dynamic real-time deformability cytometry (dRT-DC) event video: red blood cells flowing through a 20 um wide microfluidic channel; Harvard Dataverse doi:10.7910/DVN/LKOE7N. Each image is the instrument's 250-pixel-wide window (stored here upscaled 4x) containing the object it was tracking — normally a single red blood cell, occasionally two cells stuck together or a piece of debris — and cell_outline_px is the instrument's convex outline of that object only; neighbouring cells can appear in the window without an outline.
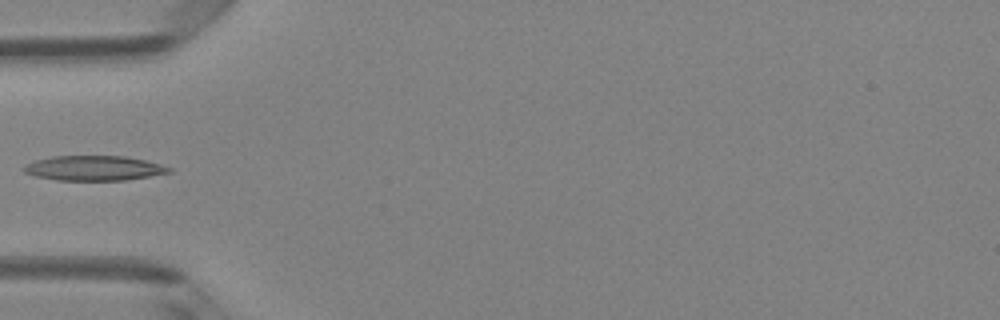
{"species": "Egyptian fruit bat (a non-hibernating species)", "species_latin": "Rousettus aegyptiacus", "temperature_condition": "room temperature", "stored_images_in_passage": 5, "camera_frame_rate_fps": 3000, "um_per_image_px": 0.085, "animal": {"sex": "female"}, "frame": {"image": 1, "passage_image": 5, "time_ms": 1.333, "image_size_px": [1000, 320], "cell_outline_px": [[172, 172], [128, 180], [56, 180], [36, 176], [24, 172], [24, 164], [36, 160], [52, 156], [124, 156], [144, 160], [160, 164], [172, 168]], "centroid_in_image_um": [7.99, 14.29], "position_along_channel_um": 77.0, "area_um2": 20.98}}